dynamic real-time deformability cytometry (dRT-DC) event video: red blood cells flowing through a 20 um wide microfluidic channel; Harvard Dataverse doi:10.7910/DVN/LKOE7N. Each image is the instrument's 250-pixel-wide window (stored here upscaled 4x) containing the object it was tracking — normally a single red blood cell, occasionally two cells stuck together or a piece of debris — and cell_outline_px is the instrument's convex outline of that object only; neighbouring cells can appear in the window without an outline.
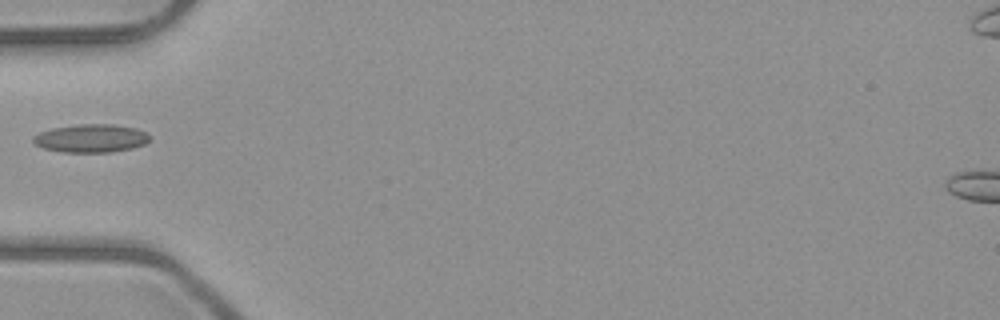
{"species": "common noctule bat (a hibernating species)", "species_latin": "Nyctalus noctula", "temperature_condition": "room temperature", "stored_images_in_passage": 6, "camera_frame_rate_fps": 3000, "um_per_image_px": 0.085, "animal": {"sex": "male", "body_mass_g": 23.1, "forearm_length_mm": 52.7}, "frame": {"image": 1, "passage_image": 5, "time_ms": 4.667, "image_size_px": [1000, 320], "cell_outline_px": [[148, 140], [144, 144], [132, 148], [108, 152], [64, 152], [44, 148], [36, 144], [32, 140], [32, 136], [40, 132], [52, 128], [80, 124], [116, 124], [136, 128], [144, 132], [148, 136]], "centroid_in_image_um": [7.71, 11.74], "position_along_channel_um": 77.3, "area_um2": 18.96}}
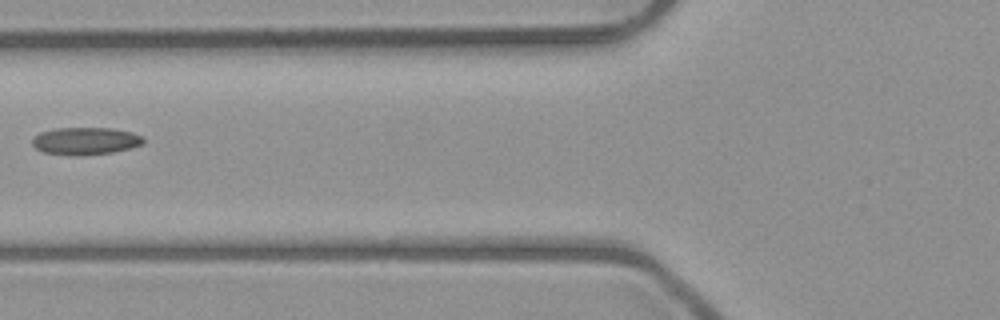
{"frame": {"image": 2, "passage_image": 6, "time_ms": 5.667, "image_size_px": [1000, 320], "cell_outline_px": [[144, 140], [140, 144], [128, 148], [112, 152], [44, 152], [36, 148], [32, 144], [32, 140], [40, 132], [56, 128], [112, 128], [132, 132], [144, 136]], "centroid_in_image_um": [7.3, 11.91], "position_along_channel_um": 118.5, "area_um2": 16.59}}